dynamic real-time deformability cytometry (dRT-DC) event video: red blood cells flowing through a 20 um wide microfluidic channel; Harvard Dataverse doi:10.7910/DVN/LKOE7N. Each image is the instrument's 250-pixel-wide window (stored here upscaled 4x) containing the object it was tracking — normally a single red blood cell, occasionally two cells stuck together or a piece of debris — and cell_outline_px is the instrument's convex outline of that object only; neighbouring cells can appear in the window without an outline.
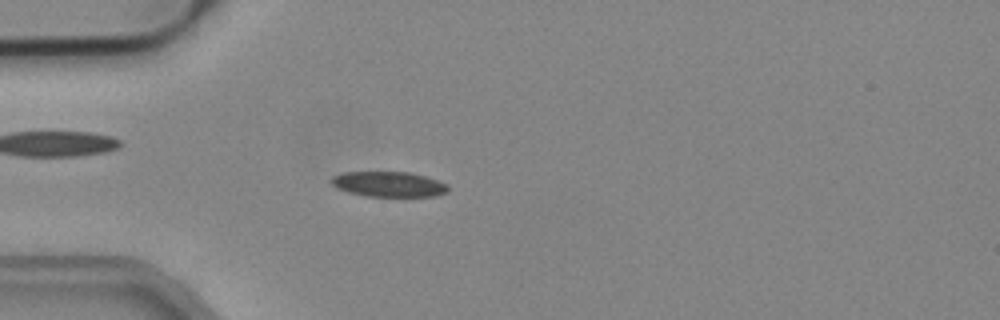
{"species": "common noctule bat (a hibernating species)", "species_latin": "Nyctalus noctula", "temperature_condition": "cold", "stored_images_in_passage": 51, "camera_frame_rate_fps": 3000, "um_per_image_px": 0.085, "animal": {"sex": "male", "body_mass_g": 19.2, "forearm_length_mm": 51.8}, "frame": {"image": 1, "passage_image": 14, "time_ms": 4.333, "image_size_px": [1000, 320], "cell_outline_px": [[448, 192], [436, 196], [368, 196], [348, 192], [336, 188], [328, 180], [332, 176], [344, 172], [408, 172], [424, 176], [448, 184]], "centroid_in_image_um": [33.01, 15.65], "position_along_channel_um": 52.0, "area_um2": 17.17}}
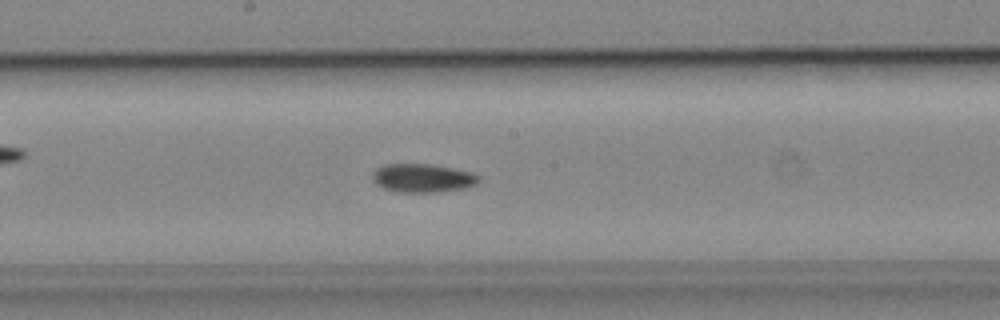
{"frame": {"image": 2, "passage_image": 27, "time_ms": 8.667, "image_size_px": [1000, 320], "cell_outline_px": [[480, 180], [476, 184], [464, 188], [432, 192], [400, 192], [384, 188], [376, 184], [372, 180], [372, 172], [376, 168], [384, 164], [432, 164], [472, 172], [480, 176]], "centroid_in_image_um": [35.9, 15.12], "position_along_channel_um": 212.3, "area_um2": 17.69}}
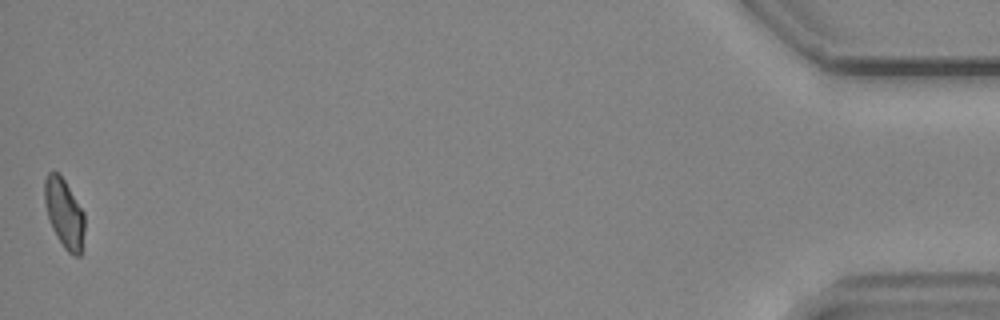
{"frame": {"image": 3, "passage_image": 51, "time_ms": 16.667, "image_size_px": [1000, 320], "cell_outline_px": [[84, 232], [80, 256], [72, 256], [64, 248], [56, 236], [52, 228], [48, 216], [44, 200], [44, 180], [48, 172], [56, 172], [64, 180], [84, 212]], "centroid_in_image_um": [5.46, 18.15], "position_along_channel_um": 429.7, "area_um2": 16.01}, "authors_computed_cell_mechanics": {"area_um2": 17.1666, "velocity_mm_per_s": 3.9399, "shape_relaxation_time_tau1_ms": 9.8574, "shape_relaxation_time_tau2_ms": null, "deformation_change_tau1": 0.1784, "deformation_change_tau2": null}}